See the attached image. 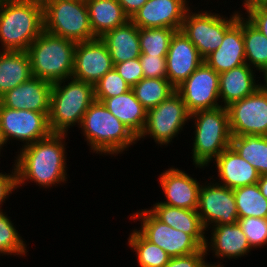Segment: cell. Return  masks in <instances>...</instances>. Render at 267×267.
I'll use <instances>...</instances> for the list:
<instances>
[{
    "mask_svg": "<svg viewBox=\"0 0 267 267\" xmlns=\"http://www.w3.org/2000/svg\"><path fill=\"white\" fill-rule=\"evenodd\" d=\"M68 134L51 133L47 138L38 140L18 150L14 160L17 188L36 183L40 188H50L67 183V152L65 138ZM30 180V181H29Z\"/></svg>",
    "mask_w": 267,
    "mask_h": 267,
    "instance_id": "cell-1",
    "label": "cell"
},
{
    "mask_svg": "<svg viewBox=\"0 0 267 267\" xmlns=\"http://www.w3.org/2000/svg\"><path fill=\"white\" fill-rule=\"evenodd\" d=\"M43 31V4L38 0L0 3V51H27Z\"/></svg>",
    "mask_w": 267,
    "mask_h": 267,
    "instance_id": "cell-2",
    "label": "cell"
},
{
    "mask_svg": "<svg viewBox=\"0 0 267 267\" xmlns=\"http://www.w3.org/2000/svg\"><path fill=\"white\" fill-rule=\"evenodd\" d=\"M78 128H81L90 152L102 156L122 154L138 141L131 130L97 100L89 106Z\"/></svg>",
    "mask_w": 267,
    "mask_h": 267,
    "instance_id": "cell-3",
    "label": "cell"
},
{
    "mask_svg": "<svg viewBox=\"0 0 267 267\" xmlns=\"http://www.w3.org/2000/svg\"><path fill=\"white\" fill-rule=\"evenodd\" d=\"M94 101L95 91L91 83L74 78L54 83L48 115L51 133L68 134L69 128L76 124L80 126L83 115Z\"/></svg>",
    "mask_w": 267,
    "mask_h": 267,
    "instance_id": "cell-4",
    "label": "cell"
},
{
    "mask_svg": "<svg viewBox=\"0 0 267 267\" xmlns=\"http://www.w3.org/2000/svg\"><path fill=\"white\" fill-rule=\"evenodd\" d=\"M193 119L194 140L192 148L193 165L197 168L209 167L225 149L230 147L231 132L227 107L199 110L190 114Z\"/></svg>",
    "mask_w": 267,
    "mask_h": 267,
    "instance_id": "cell-5",
    "label": "cell"
},
{
    "mask_svg": "<svg viewBox=\"0 0 267 267\" xmlns=\"http://www.w3.org/2000/svg\"><path fill=\"white\" fill-rule=\"evenodd\" d=\"M76 43L45 30L31 43L32 76L52 84L72 78Z\"/></svg>",
    "mask_w": 267,
    "mask_h": 267,
    "instance_id": "cell-6",
    "label": "cell"
},
{
    "mask_svg": "<svg viewBox=\"0 0 267 267\" xmlns=\"http://www.w3.org/2000/svg\"><path fill=\"white\" fill-rule=\"evenodd\" d=\"M44 30L75 43L96 39L85 0H48L43 3Z\"/></svg>",
    "mask_w": 267,
    "mask_h": 267,
    "instance_id": "cell-7",
    "label": "cell"
},
{
    "mask_svg": "<svg viewBox=\"0 0 267 267\" xmlns=\"http://www.w3.org/2000/svg\"><path fill=\"white\" fill-rule=\"evenodd\" d=\"M190 8L184 17L181 31L196 46L200 55L205 58L218 49L224 39L225 32L237 21L242 14L234 11L225 17L210 10L195 11Z\"/></svg>",
    "mask_w": 267,
    "mask_h": 267,
    "instance_id": "cell-8",
    "label": "cell"
},
{
    "mask_svg": "<svg viewBox=\"0 0 267 267\" xmlns=\"http://www.w3.org/2000/svg\"><path fill=\"white\" fill-rule=\"evenodd\" d=\"M189 121L190 113L181 96L175 91L159 105L147 110L146 124L138 141L150 136L156 145L168 146Z\"/></svg>",
    "mask_w": 267,
    "mask_h": 267,
    "instance_id": "cell-9",
    "label": "cell"
},
{
    "mask_svg": "<svg viewBox=\"0 0 267 267\" xmlns=\"http://www.w3.org/2000/svg\"><path fill=\"white\" fill-rule=\"evenodd\" d=\"M129 219L141 221L137 230L151 243L163 249L171 258L198 252L202 247L189 235L158 220L149 210L132 213Z\"/></svg>",
    "mask_w": 267,
    "mask_h": 267,
    "instance_id": "cell-10",
    "label": "cell"
},
{
    "mask_svg": "<svg viewBox=\"0 0 267 267\" xmlns=\"http://www.w3.org/2000/svg\"><path fill=\"white\" fill-rule=\"evenodd\" d=\"M48 115L49 112L16 110L0 103V129L6 145L13 139L24 143L22 147H25L47 138L51 134Z\"/></svg>",
    "mask_w": 267,
    "mask_h": 267,
    "instance_id": "cell-11",
    "label": "cell"
},
{
    "mask_svg": "<svg viewBox=\"0 0 267 267\" xmlns=\"http://www.w3.org/2000/svg\"><path fill=\"white\" fill-rule=\"evenodd\" d=\"M232 136H267V92L259 87L253 94L227 106Z\"/></svg>",
    "mask_w": 267,
    "mask_h": 267,
    "instance_id": "cell-12",
    "label": "cell"
},
{
    "mask_svg": "<svg viewBox=\"0 0 267 267\" xmlns=\"http://www.w3.org/2000/svg\"><path fill=\"white\" fill-rule=\"evenodd\" d=\"M202 183L197 212L208 232L209 226L233 224L238 221V212L233 189L213 181ZM208 229V230H207Z\"/></svg>",
    "mask_w": 267,
    "mask_h": 267,
    "instance_id": "cell-13",
    "label": "cell"
},
{
    "mask_svg": "<svg viewBox=\"0 0 267 267\" xmlns=\"http://www.w3.org/2000/svg\"><path fill=\"white\" fill-rule=\"evenodd\" d=\"M175 91L190 114L221 107L219 73L203 62ZM219 101V102H218Z\"/></svg>",
    "mask_w": 267,
    "mask_h": 267,
    "instance_id": "cell-14",
    "label": "cell"
},
{
    "mask_svg": "<svg viewBox=\"0 0 267 267\" xmlns=\"http://www.w3.org/2000/svg\"><path fill=\"white\" fill-rule=\"evenodd\" d=\"M113 68L110 52L101 38L76 43L72 78L95 85Z\"/></svg>",
    "mask_w": 267,
    "mask_h": 267,
    "instance_id": "cell-15",
    "label": "cell"
},
{
    "mask_svg": "<svg viewBox=\"0 0 267 267\" xmlns=\"http://www.w3.org/2000/svg\"><path fill=\"white\" fill-rule=\"evenodd\" d=\"M203 62L204 58L183 31H175L166 55V72L170 84L176 89Z\"/></svg>",
    "mask_w": 267,
    "mask_h": 267,
    "instance_id": "cell-16",
    "label": "cell"
},
{
    "mask_svg": "<svg viewBox=\"0 0 267 267\" xmlns=\"http://www.w3.org/2000/svg\"><path fill=\"white\" fill-rule=\"evenodd\" d=\"M188 0H148L130 19L139 28L181 30Z\"/></svg>",
    "mask_w": 267,
    "mask_h": 267,
    "instance_id": "cell-17",
    "label": "cell"
},
{
    "mask_svg": "<svg viewBox=\"0 0 267 267\" xmlns=\"http://www.w3.org/2000/svg\"><path fill=\"white\" fill-rule=\"evenodd\" d=\"M158 181L166 197L159 203L184 209L198 208L201 184L197 178L172 166L159 174Z\"/></svg>",
    "mask_w": 267,
    "mask_h": 267,
    "instance_id": "cell-18",
    "label": "cell"
},
{
    "mask_svg": "<svg viewBox=\"0 0 267 267\" xmlns=\"http://www.w3.org/2000/svg\"><path fill=\"white\" fill-rule=\"evenodd\" d=\"M52 83L37 77L7 91L0 97V103L16 110H32L37 112H50V95Z\"/></svg>",
    "mask_w": 267,
    "mask_h": 267,
    "instance_id": "cell-19",
    "label": "cell"
},
{
    "mask_svg": "<svg viewBox=\"0 0 267 267\" xmlns=\"http://www.w3.org/2000/svg\"><path fill=\"white\" fill-rule=\"evenodd\" d=\"M204 62L219 74L246 64L243 14L225 32L220 47L206 56Z\"/></svg>",
    "mask_w": 267,
    "mask_h": 267,
    "instance_id": "cell-20",
    "label": "cell"
},
{
    "mask_svg": "<svg viewBox=\"0 0 267 267\" xmlns=\"http://www.w3.org/2000/svg\"><path fill=\"white\" fill-rule=\"evenodd\" d=\"M210 241L206 237L205 251L208 254L210 250L216 258H230L236 259L248 255L253 250L250 247L246 235L241 230L238 223L223 224L209 227Z\"/></svg>",
    "mask_w": 267,
    "mask_h": 267,
    "instance_id": "cell-21",
    "label": "cell"
},
{
    "mask_svg": "<svg viewBox=\"0 0 267 267\" xmlns=\"http://www.w3.org/2000/svg\"><path fill=\"white\" fill-rule=\"evenodd\" d=\"M213 163L219 179L218 182L215 179L212 180L229 189L257 184L260 178L258 171L231 146L225 149Z\"/></svg>",
    "mask_w": 267,
    "mask_h": 267,
    "instance_id": "cell-22",
    "label": "cell"
},
{
    "mask_svg": "<svg viewBox=\"0 0 267 267\" xmlns=\"http://www.w3.org/2000/svg\"><path fill=\"white\" fill-rule=\"evenodd\" d=\"M255 72L256 70H253L248 64H243L219 74L221 106L227 107L231 103L253 94L260 87L259 80L256 81L260 77H255L257 76Z\"/></svg>",
    "mask_w": 267,
    "mask_h": 267,
    "instance_id": "cell-23",
    "label": "cell"
},
{
    "mask_svg": "<svg viewBox=\"0 0 267 267\" xmlns=\"http://www.w3.org/2000/svg\"><path fill=\"white\" fill-rule=\"evenodd\" d=\"M148 210L161 222L189 234L201 247H205L207 233L197 209L172 207L158 201Z\"/></svg>",
    "mask_w": 267,
    "mask_h": 267,
    "instance_id": "cell-24",
    "label": "cell"
},
{
    "mask_svg": "<svg viewBox=\"0 0 267 267\" xmlns=\"http://www.w3.org/2000/svg\"><path fill=\"white\" fill-rule=\"evenodd\" d=\"M101 40L106 44L114 65L141 56L139 27L131 20L106 32Z\"/></svg>",
    "mask_w": 267,
    "mask_h": 267,
    "instance_id": "cell-25",
    "label": "cell"
},
{
    "mask_svg": "<svg viewBox=\"0 0 267 267\" xmlns=\"http://www.w3.org/2000/svg\"><path fill=\"white\" fill-rule=\"evenodd\" d=\"M106 108L138 138L146 124L147 110L137 100L132 89L102 102Z\"/></svg>",
    "mask_w": 267,
    "mask_h": 267,
    "instance_id": "cell-26",
    "label": "cell"
},
{
    "mask_svg": "<svg viewBox=\"0 0 267 267\" xmlns=\"http://www.w3.org/2000/svg\"><path fill=\"white\" fill-rule=\"evenodd\" d=\"M90 25L96 38L125 24L130 18L124 13L118 0H85Z\"/></svg>",
    "mask_w": 267,
    "mask_h": 267,
    "instance_id": "cell-27",
    "label": "cell"
},
{
    "mask_svg": "<svg viewBox=\"0 0 267 267\" xmlns=\"http://www.w3.org/2000/svg\"><path fill=\"white\" fill-rule=\"evenodd\" d=\"M31 77L27 51H0V97Z\"/></svg>",
    "mask_w": 267,
    "mask_h": 267,
    "instance_id": "cell-28",
    "label": "cell"
},
{
    "mask_svg": "<svg viewBox=\"0 0 267 267\" xmlns=\"http://www.w3.org/2000/svg\"><path fill=\"white\" fill-rule=\"evenodd\" d=\"M230 146L260 175L267 174V136H232Z\"/></svg>",
    "mask_w": 267,
    "mask_h": 267,
    "instance_id": "cell-29",
    "label": "cell"
},
{
    "mask_svg": "<svg viewBox=\"0 0 267 267\" xmlns=\"http://www.w3.org/2000/svg\"><path fill=\"white\" fill-rule=\"evenodd\" d=\"M246 64L260 73L267 69V38L243 17ZM256 68V69H255Z\"/></svg>",
    "mask_w": 267,
    "mask_h": 267,
    "instance_id": "cell-30",
    "label": "cell"
},
{
    "mask_svg": "<svg viewBox=\"0 0 267 267\" xmlns=\"http://www.w3.org/2000/svg\"><path fill=\"white\" fill-rule=\"evenodd\" d=\"M127 245L136 254L140 267H164L170 256L159 246L148 241L137 229L129 233Z\"/></svg>",
    "mask_w": 267,
    "mask_h": 267,
    "instance_id": "cell-31",
    "label": "cell"
},
{
    "mask_svg": "<svg viewBox=\"0 0 267 267\" xmlns=\"http://www.w3.org/2000/svg\"><path fill=\"white\" fill-rule=\"evenodd\" d=\"M131 89L146 110L156 107L175 92L167 78H143Z\"/></svg>",
    "mask_w": 267,
    "mask_h": 267,
    "instance_id": "cell-32",
    "label": "cell"
},
{
    "mask_svg": "<svg viewBox=\"0 0 267 267\" xmlns=\"http://www.w3.org/2000/svg\"><path fill=\"white\" fill-rule=\"evenodd\" d=\"M238 218H267V199L257 184L233 189Z\"/></svg>",
    "mask_w": 267,
    "mask_h": 267,
    "instance_id": "cell-33",
    "label": "cell"
},
{
    "mask_svg": "<svg viewBox=\"0 0 267 267\" xmlns=\"http://www.w3.org/2000/svg\"><path fill=\"white\" fill-rule=\"evenodd\" d=\"M175 29L139 28L141 55L166 56Z\"/></svg>",
    "mask_w": 267,
    "mask_h": 267,
    "instance_id": "cell-34",
    "label": "cell"
},
{
    "mask_svg": "<svg viewBox=\"0 0 267 267\" xmlns=\"http://www.w3.org/2000/svg\"><path fill=\"white\" fill-rule=\"evenodd\" d=\"M11 218L0 210V256L27 255V245L20 233L18 232Z\"/></svg>",
    "mask_w": 267,
    "mask_h": 267,
    "instance_id": "cell-35",
    "label": "cell"
},
{
    "mask_svg": "<svg viewBox=\"0 0 267 267\" xmlns=\"http://www.w3.org/2000/svg\"><path fill=\"white\" fill-rule=\"evenodd\" d=\"M130 89L131 87L113 68L94 85L95 100L103 102L106 98L119 96Z\"/></svg>",
    "mask_w": 267,
    "mask_h": 267,
    "instance_id": "cell-36",
    "label": "cell"
},
{
    "mask_svg": "<svg viewBox=\"0 0 267 267\" xmlns=\"http://www.w3.org/2000/svg\"><path fill=\"white\" fill-rule=\"evenodd\" d=\"M237 223L253 249L267 245V218H239Z\"/></svg>",
    "mask_w": 267,
    "mask_h": 267,
    "instance_id": "cell-37",
    "label": "cell"
},
{
    "mask_svg": "<svg viewBox=\"0 0 267 267\" xmlns=\"http://www.w3.org/2000/svg\"><path fill=\"white\" fill-rule=\"evenodd\" d=\"M139 59L144 78H167L166 56L141 55Z\"/></svg>",
    "mask_w": 267,
    "mask_h": 267,
    "instance_id": "cell-38",
    "label": "cell"
},
{
    "mask_svg": "<svg viewBox=\"0 0 267 267\" xmlns=\"http://www.w3.org/2000/svg\"><path fill=\"white\" fill-rule=\"evenodd\" d=\"M114 68L131 88L144 78L139 58L115 64Z\"/></svg>",
    "mask_w": 267,
    "mask_h": 267,
    "instance_id": "cell-39",
    "label": "cell"
},
{
    "mask_svg": "<svg viewBox=\"0 0 267 267\" xmlns=\"http://www.w3.org/2000/svg\"><path fill=\"white\" fill-rule=\"evenodd\" d=\"M205 257L207 258V253L202 247L198 252L170 258L164 267H206L209 262Z\"/></svg>",
    "mask_w": 267,
    "mask_h": 267,
    "instance_id": "cell-40",
    "label": "cell"
},
{
    "mask_svg": "<svg viewBox=\"0 0 267 267\" xmlns=\"http://www.w3.org/2000/svg\"><path fill=\"white\" fill-rule=\"evenodd\" d=\"M246 19L267 38V5L253 4L245 9Z\"/></svg>",
    "mask_w": 267,
    "mask_h": 267,
    "instance_id": "cell-41",
    "label": "cell"
},
{
    "mask_svg": "<svg viewBox=\"0 0 267 267\" xmlns=\"http://www.w3.org/2000/svg\"><path fill=\"white\" fill-rule=\"evenodd\" d=\"M13 169L10 173L0 172V210L6 199L17 189L16 168L13 164Z\"/></svg>",
    "mask_w": 267,
    "mask_h": 267,
    "instance_id": "cell-42",
    "label": "cell"
},
{
    "mask_svg": "<svg viewBox=\"0 0 267 267\" xmlns=\"http://www.w3.org/2000/svg\"><path fill=\"white\" fill-rule=\"evenodd\" d=\"M148 0H118L124 13L131 19Z\"/></svg>",
    "mask_w": 267,
    "mask_h": 267,
    "instance_id": "cell-43",
    "label": "cell"
},
{
    "mask_svg": "<svg viewBox=\"0 0 267 267\" xmlns=\"http://www.w3.org/2000/svg\"><path fill=\"white\" fill-rule=\"evenodd\" d=\"M257 185L260 189V192L265 196L267 199V174L260 175V178L257 182Z\"/></svg>",
    "mask_w": 267,
    "mask_h": 267,
    "instance_id": "cell-44",
    "label": "cell"
},
{
    "mask_svg": "<svg viewBox=\"0 0 267 267\" xmlns=\"http://www.w3.org/2000/svg\"><path fill=\"white\" fill-rule=\"evenodd\" d=\"M257 3H263V0H243L242 6L246 9L247 7Z\"/></svg>",
    "mask_w": 267,
    "mask_h": 267,
    "instance_id": "cell-45",
    "label": "cell"
},
{
    "mask_svg": "<svg viewBox=\"0 0 267 267\" xmlns=\"http://www.w3.org/2000/svg\"><path fill=\"white\" fill-rule=\"evenodd\" d=\"M262 77L264 78L263 81L264 83H260V87L265 91L267 92V69H265L263 72H262Z\"/></svg>",
    "mask_w": 267,
    "mask_h": 267,
    "instance_id": "cell-46",
    "label": "cell"
},
{
    "mask_svg": "<svg viewBox=\"0 0 267 267\" xmlns=\"http://www.w3.org/2000/svg\"><path fill=\"white\" fill-rule=\"evenodd\" d=\"M6 146V143L2 137V134H1V129H0V154H1V150H3V147Z\"/></svg>",
    "mask_w": 267,
    "mask_h": 267,
    "instance_id": "cell-47",
    "label": "cell"
},
{
    "mask_svg": "<svg viewBox=\"0 0 267 267\" xmlns=\"http://www.w3.org/2000/svg\"><path fill=\"white\" fill-rule=\"evenodd\" d=\"M219 261H221V259L217 261L218 263L217 262H215L214 264L209 263L206 267H224L223 264H221V262Z\"/></svg>",
    "mask_w": 267,
    "mask_h": 267,
    "instance_id": "cell-48",
    "label": "cell"
},
{
    "mask_svg": "<svg viewBox=\"0 0 267 267\" xmlns=\"http://www.w3.org/2000/svg\"><path fill=\"white\" fill-rule=\"evenodd\" d=\"M40 3H44L45 1H48V0H38Z\"/></svg>",
    "mask_w": 267,
    "mask_h": 267,
    "instance_id": "cell-49",
    "label": "cell"
},
{
    "mask_svg": "<svg viewBox=\"0 0 267 267\" xmlns=\"http://www.w3.org/2000/svg\"><path fill=\"white\" fill-rule=\"evenodd\" d=\"M263 3L267 5V0H263Z\"/></svg>",
    "mask_w": 267,
    "mask_h": 267,
    "instance_id": "cell-50",
    "label": "cell"
}]
</instances>
